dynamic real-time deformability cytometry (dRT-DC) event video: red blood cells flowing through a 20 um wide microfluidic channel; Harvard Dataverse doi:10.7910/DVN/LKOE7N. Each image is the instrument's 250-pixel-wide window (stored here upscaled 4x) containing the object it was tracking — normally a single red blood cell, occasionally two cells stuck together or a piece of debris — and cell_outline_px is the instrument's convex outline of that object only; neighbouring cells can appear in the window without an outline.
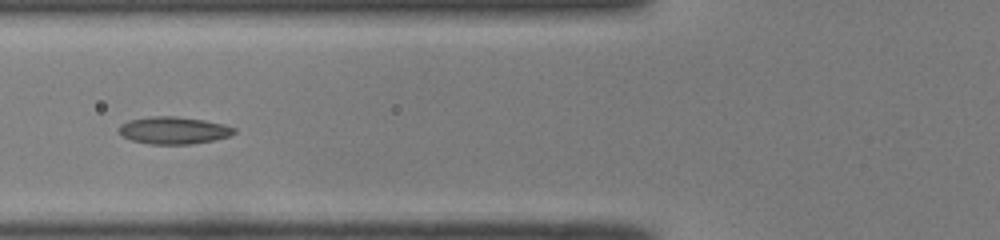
{"species": "common noctule bat (a hibernating species)", "species_latin": "Nyctalus noctula", "temperature_condition": "room temperature", "stored_images_in_passage": 49, "camera_frame_rate_fps": 3000, "um_per_image_px": 0.085, "animal": {"sex": "male", "body_mass_g": 19.0, "forearm_length_mm": 50.8}, "frame": {"image": 1, "passage_image": 19, "time_ms": 6.0, "image_size_px": [1000, 240], "cell_outline_px": [[236, 132], [228, 136], [216, 140], [192, 144], [148, 144], [132, 140], [124, 136], [120, 132], [120, 124], [128, 120], [152, 116], [176, 116], [204, 120], [224, 124], [236, 128]], "centroid_in_image_um": [14.79, 11.08], "position_along_channel_um": 111.0, "area_um2": 18.32}}
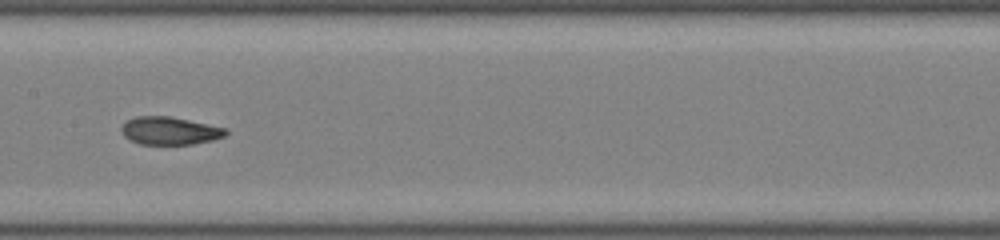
{"frame": {"image": 2, "passage_image": 25, "time_ms": 8.0, "image_size_px": [1000, 240], "cell_outline_px": [[228, 132], [224, 136], [212, 140], [192, 144], [140, 144], [124, 136], [120, 128], [128, 120], [136, 116], [172, 116], [228, 128]], "centroid_in_image_um": [14.46, 11.1], "position_along_channel_um": 192.9, "area_um2": 16.94}}
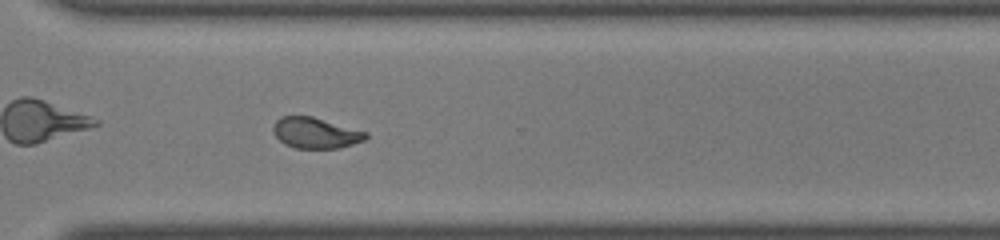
{"frame": {"image": 3, "passage_image": 36, "time_ms": 11.667, "image_size_px": [1000, 240], "cell_outline_px": [[368, 136], [364, 140], [340, 148], [296, 148], [284, 144], [272, 132], [272, 128], [276, 120], [280, 116], [312, 116], [368, 132]], "centroid_in_image_um": [26.81, 11.29], "position_along_channel_um": 343.8, "area_um2": 16.65}, "authors_computed_cell_mechanics": {"area_um2": 17.6868, "velocity_mm_per_s": 4.1124, "shape_relaxation_time_tau1_ms": 8.7182, "shape_relaxation_time_tau2_ms": 1.3945, "deformation_change_tau1": 0.1965, "deformation_change_tau2": 0.0682}}